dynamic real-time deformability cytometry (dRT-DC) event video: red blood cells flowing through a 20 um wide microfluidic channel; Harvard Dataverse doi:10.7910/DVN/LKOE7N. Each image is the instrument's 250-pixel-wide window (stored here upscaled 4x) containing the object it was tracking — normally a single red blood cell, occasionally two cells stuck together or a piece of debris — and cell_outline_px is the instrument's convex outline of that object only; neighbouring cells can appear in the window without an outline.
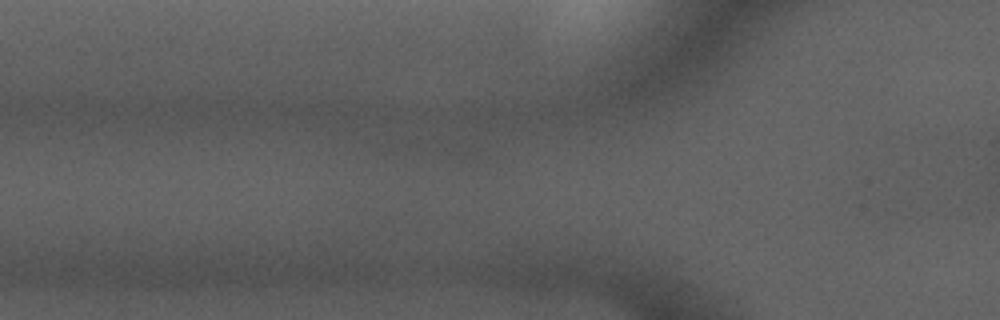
{"species": "common noctule bat (a hibernating species)", "species_latin": "Nyctalus noctula", "temperature_condition": "cold", "stored_images_in_passage": 5, "segment_of_instrument_passage": [2, 2], "camera_frame_rate_fps": 3000, "um_per_image_px": 0.085, "animal": {"sex": "male", "forearm_length_mm": 52.5}, "frame": {"image": 1, "passage_image": 3, "time_ms": 3.0, "image_size_px": [1000, 320], "cell_outline_px": [[500, 168], [472, 172], [384, 156], [364, 144], [364, 140], [436, 136], [484, 136]], "centroid_in_image_um": [37.39, 12.87], "position_along_channel_um": 88.4, "area_um2": 23.81}}